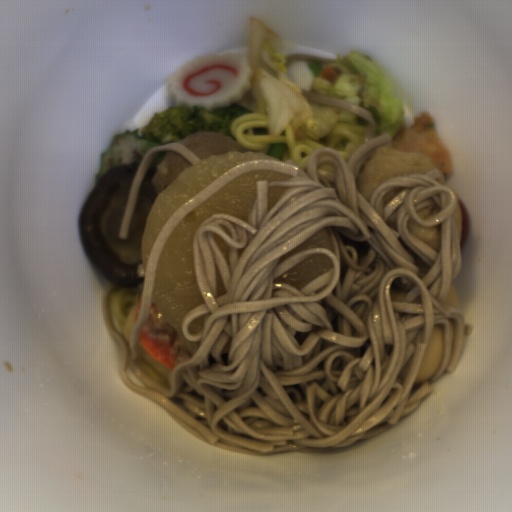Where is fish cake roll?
<instances>
[{"label":"fish cake roll","instance_id":"fish-cake-roll-1","mask_svg":"<svg viewBox=\"0 0 512 512\" xmlns=\"http://www.w3.org/2000/svg\"><path fill=\"white\" fill-rule=\"evenodd\" d=\"M253 72L249 57L206 52L179 65L167 81L178 107L214 112L240 102L250 91Z\"/></svg>","mask_w":512,"mask_h":512}]
</instances>
